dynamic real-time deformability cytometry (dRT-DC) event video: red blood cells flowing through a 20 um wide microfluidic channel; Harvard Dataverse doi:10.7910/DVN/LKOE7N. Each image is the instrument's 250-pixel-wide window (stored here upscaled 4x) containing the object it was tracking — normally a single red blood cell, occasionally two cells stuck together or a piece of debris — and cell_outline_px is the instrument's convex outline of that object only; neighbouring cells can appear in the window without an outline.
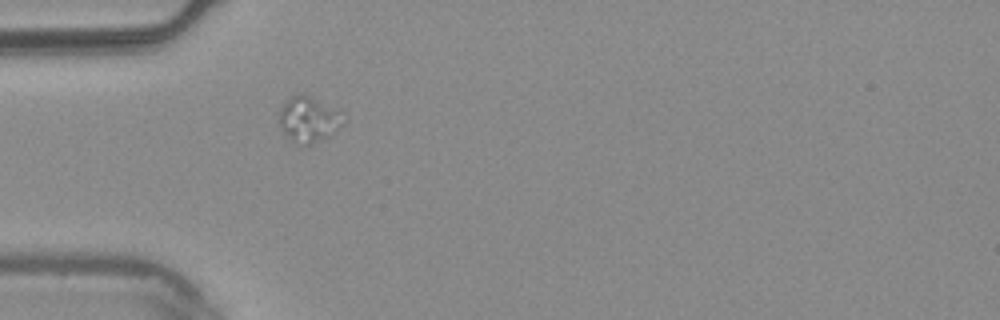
{"species": "common noctule bat (a hibernating species)", "species_latin": "Nyctalus noctula", "temperature_condition": "warm", "stored_images_in_passage": 1, "camera_frame_rate_fps": 3000, "um_per_image_px": 0.085, "animal": {"sex": "male", "body_mass_g": 20.4}, "frame": {"image": 1, "passage_image": 1, "time_ms": 0.0, "image_size_px": [1000, 320], "cell_outline_px": [[348, 120], [344, 124], [328, 136], [312, 144], [304, 144], [292, 140], [280, 128], [280, 108], [284, 100], [300, 92], [304, 92], [344, 112]], "centroid_in_image_um": [26.29, 10.08], "position_along_channel_um": 58.7, "area_um2": 17.4}}